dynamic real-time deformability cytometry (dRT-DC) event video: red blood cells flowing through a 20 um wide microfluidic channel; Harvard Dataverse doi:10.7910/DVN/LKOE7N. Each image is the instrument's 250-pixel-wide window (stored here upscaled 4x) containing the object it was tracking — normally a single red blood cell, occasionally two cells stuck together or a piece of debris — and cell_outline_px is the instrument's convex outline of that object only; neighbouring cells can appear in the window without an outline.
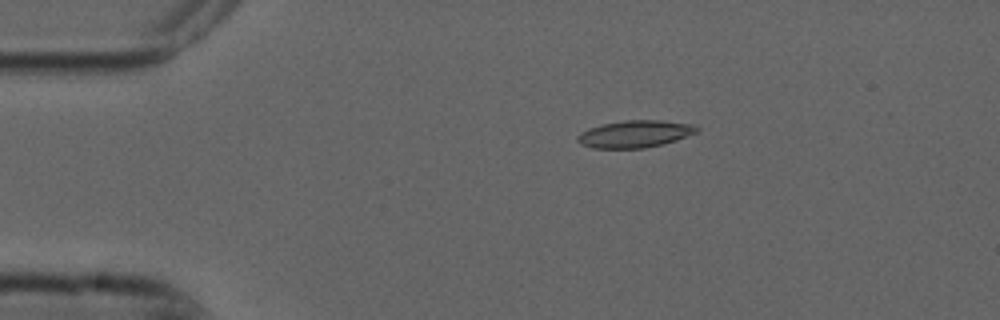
{"species": "common noctule bat (a hibernating species)", "species_latin": "Nyctalus noctula", "temperature_condition": "cold", "stored_images_in_passage": 5, "camera_frame_rate_fps": 3000, "um_per_image_px": 0.085, "animal": {"sex": "male", "forearm_length_mm": 52.5}, "frame": {"image": 1, "passage_image": 3, "time_ms": 0.667, "image_size_px": [1000, 320], "cell_outline_px": [[700, 128], [696, 132], [676, 140], [644, 148], [592, 148], [580, 144], [576, 140], [576, 136], [580, 132], [588, 128], [604, 124], [624, 120], [660, 120], [696, 124]], "centroid_in_image_um": [53.95, 11.38], "position_along_channel_um": 31.1, "area_um2": 18.9}}